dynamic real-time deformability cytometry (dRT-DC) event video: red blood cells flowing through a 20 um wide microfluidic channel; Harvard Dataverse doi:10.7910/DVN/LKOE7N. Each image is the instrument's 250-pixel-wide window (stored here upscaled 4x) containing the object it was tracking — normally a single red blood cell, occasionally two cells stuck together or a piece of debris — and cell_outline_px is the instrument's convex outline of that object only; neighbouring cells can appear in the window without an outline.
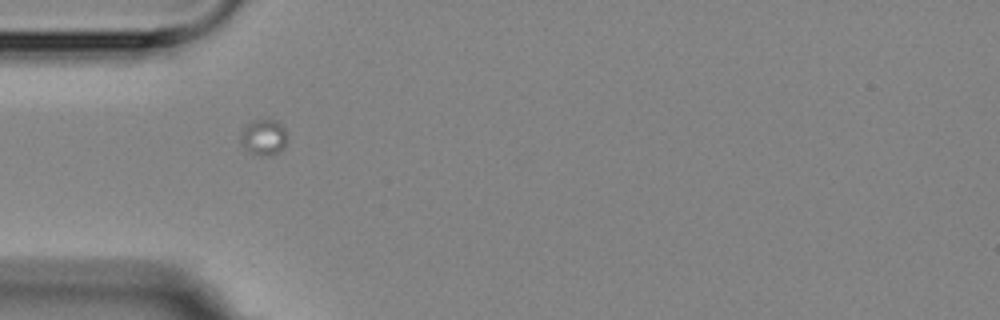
{"species": "Egyptian fruit bat (a non-hibernating species)", "species_latin": "Rousettus aegyptiacus", "temperature_condition": "room temperature", "stored_images_in_passage": 2, "camera_frame_rate_fps": 3000, "um_per_image_px": 0.085, "animal": {"sex": "female"}, "frame": {"image": 1, "passage_image": 1, "time_ms": 0.0, "image_size_px": [1000, 320], "cell_outline_px": [[288, 140], [284, 148], [268, 156], [256, 156], [248, 152], [240, 144], [240, 136], [244, 124], [252, 120], [268, 116], [276, 120], [284, 128], [288, 136]], "centroid_in_image_um": [22.39, 11.62], "position_along_channel_um": 62.6, "area_um2": 10.46}}